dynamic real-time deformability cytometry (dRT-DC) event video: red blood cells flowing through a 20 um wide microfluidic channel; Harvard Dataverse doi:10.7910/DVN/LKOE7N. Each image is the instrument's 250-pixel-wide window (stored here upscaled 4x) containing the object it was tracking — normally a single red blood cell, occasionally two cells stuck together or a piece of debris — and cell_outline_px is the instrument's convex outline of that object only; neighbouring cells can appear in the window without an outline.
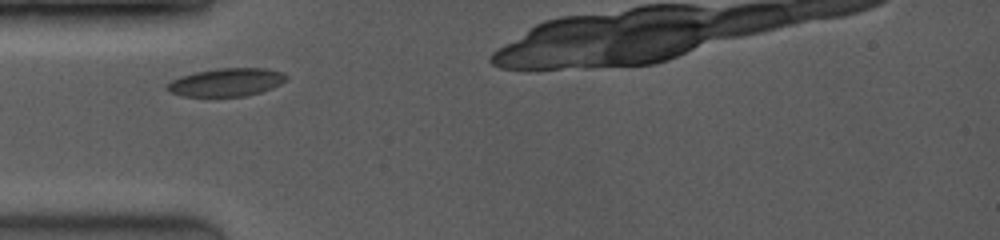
{"species": "common noctule bat (a hibernating species)", "species_latin": "Nyctalus noctula", "temperature_condition": "room temperature", "stored_images_in_passage": 5, "camera_frame_rate_fps": 3500, "um_per_image_px": 0.085, "animal": {"sex": "female", "body_mass_g": 19.0, "forearm_length_mm": 53.3}, "frame": {"image": 1, "passage_image": 3, "time_ms": 0.857, "image_size_px": [1000, 240], "cell_outline_px": [[288, 80], [272, 88], [260, 92], [244, 96], [184, 96], [168, 92], [164, 88], [172, 80], [180, 76], [196, 72], [216, 68], [264, 68], [284, 72], [288, 76]], "centroid_in_image_um": [19.25, 6.98], "position_along_channel_um": 65.7, "area_um2": 19.59}}
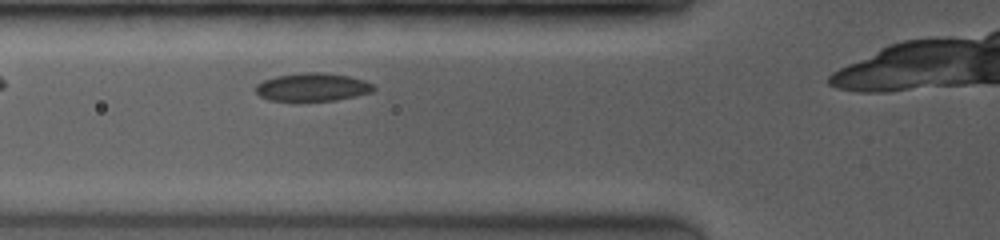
{"frame": {"image": 2, "passage_image": 5, "time_ms": 1.714, "image_size_px": [1000, 240], "cell_outline_px": [[376, 88], [372, 92], [356, 96], [336, 100], [300, 104], [292, 104], [268, 100], [260, 96], [256, 92], [256, 84], [264, 80], [276, 76], [304, 72], [324, 72], [348, 76], [364, 80], [372, 84]], "centroid_in_image_um": [26.51, 7.46], "position_along_channel_um": 99.3, "area_um2": 20.29}}